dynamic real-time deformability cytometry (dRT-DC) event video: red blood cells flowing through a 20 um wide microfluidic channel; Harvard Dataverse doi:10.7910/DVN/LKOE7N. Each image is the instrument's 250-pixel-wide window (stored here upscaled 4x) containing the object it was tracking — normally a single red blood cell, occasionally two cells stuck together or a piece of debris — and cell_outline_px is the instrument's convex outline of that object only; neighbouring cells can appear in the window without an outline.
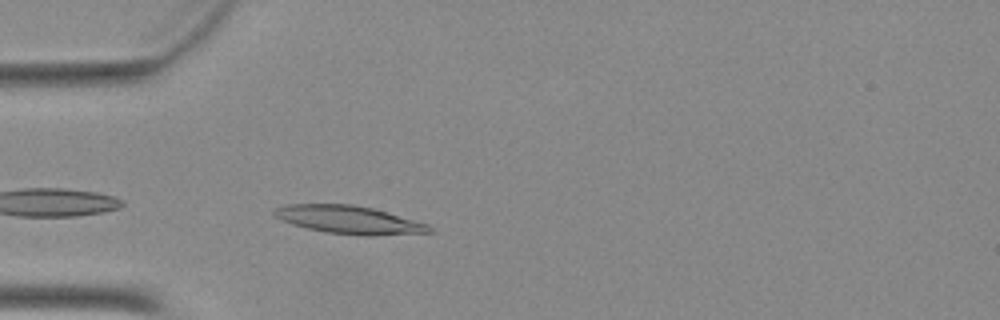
{"species": "Egyptian fruit bat (a non-hibernating species)", "species_latin": "Rousettus aegyptiacus", "temperature_condition": "warm", "stored_images_in_passage": 9, "camera_frame_rate_fps": 3000, "um_per_image_px": 0.085, "animal": {"sex": "female"}, "frame": {"image": 1, "passage_image": 2, "time_ms": 0.333, "image_size_px": [1000, 320], "cell_outline_px": [[436, 232], [376, 236], [360, 236], [324, 232], [292, 224], [272, 216], [272, 212], [276, 208], [284, 204], [352, 204], [372, 208], [428, 224], [436, 228]], "centroid_in_image_um": [29.69, 18.7], "position_along_channel_um": 55.3, "area_um2": 25.66}}
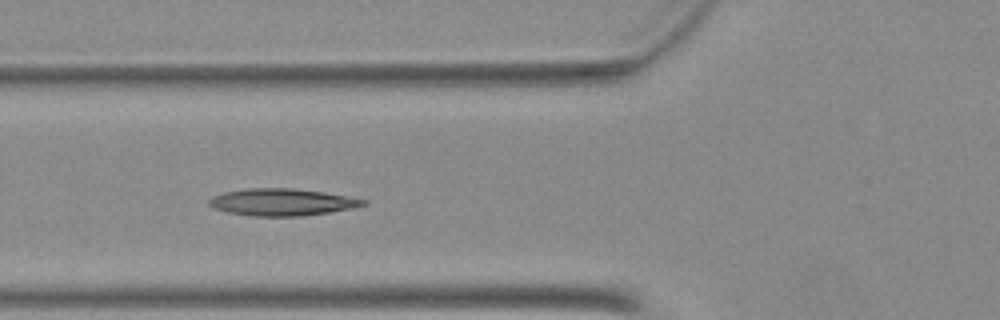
{"frame": {"image": 2, "passage_image": 6, "time_ms": 1.667, "image_size_px": [1000, 320], "cell_outline_px": [[368, 204], [352, 208], [328, 212], [300, 216], [252, 216], [228, 212], [212, 208], [208, 204], [208, 200], [212, 196], [224, 192], [248, 188], [292, 188], [324, 192], [368, 200]], "centroid_in_image_um": [23.94, 17.18], "position_along_channel_um": 101.9, "area_um2": 24.28}}